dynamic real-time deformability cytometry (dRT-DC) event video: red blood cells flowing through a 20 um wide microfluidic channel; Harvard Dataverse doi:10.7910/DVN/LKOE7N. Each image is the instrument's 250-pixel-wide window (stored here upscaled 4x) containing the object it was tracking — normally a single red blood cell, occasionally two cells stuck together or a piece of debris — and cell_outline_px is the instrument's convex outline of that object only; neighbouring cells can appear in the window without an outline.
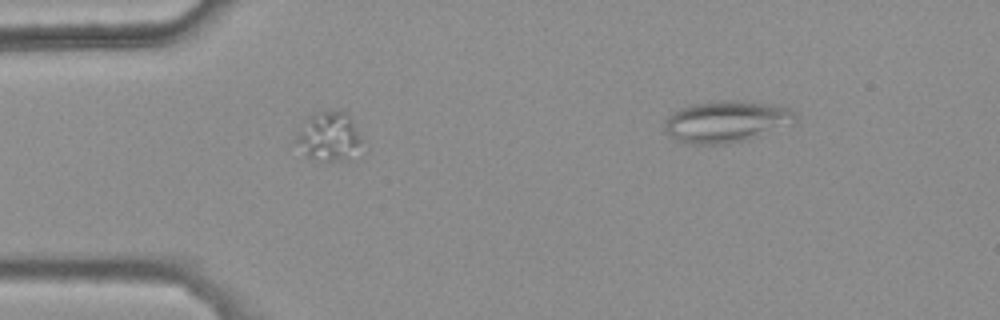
{"species": "common noctule bat (a hibernating species)", "species_latin": "Nyctalus noctula", "temperature_condition": "warm", "stored_images_in_passage": 35, "camera_frame_rate_fps": 3000, "um_per_image_px": 0.085, "animal": {"sex": "female", "body_mass_g": 25.1}, "frame": {"image": 1, "passage_image": 1, "time_ms": 0.0, "image_size_px": [1000, 320], "cell_outline_px": [[360, 140], [340, 160], [312, 160], [304, 156], [292, 140], [308, 116], [312, 112], [328, 108], [344, 108], [348, 112], [360, 136]], "centroid_in_image_um": [27.8, 11.47], "position_along_channel_um": 57.2, "area_um2": 18.79}}
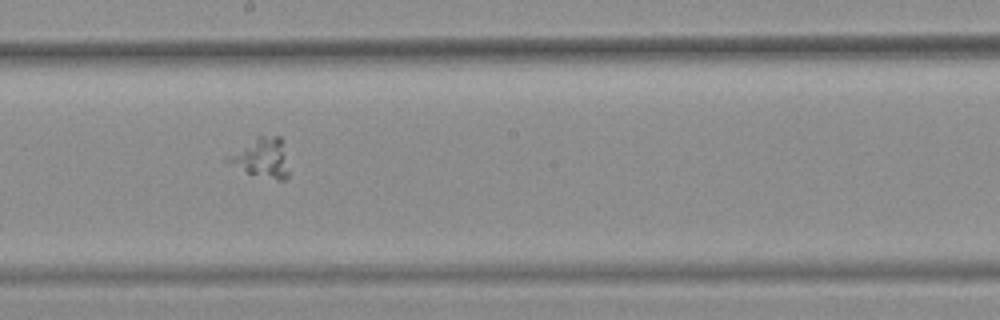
{"frame": {"image": 2, "passage_image": 15, "time_ms": 4.667, "image_size_px": [1000, 320], "cell_outline_px": [[288, 176], [284, 180], [276, 180], [248, 172], [224, 160], [224, 156], [256, 136], [280, 136], [284, 140], [288, 172]], "centroid_in_image_um": [22.24, 13.37], "position_along_channel_um": 226.0, "area_um2": 14.1}}
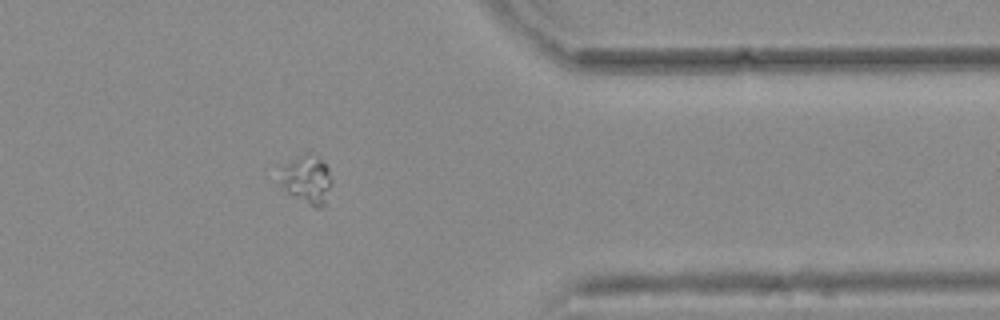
{"frame": {"image": 3, "passage_image": 29, "time_ms": 9.333, "image_size_px": [1000, 320], "cell_outline_px": [[332, 184], [324, 208], [316, 208], [292, 196], [280, 184], [284, 168], [292, 160], [308, 152], [316, 156], [328, 168], [332, 180]], "centroid_in_image_um": [26.16, 15.32], "position_along_channel_um": 385.2, "area_um2": 14.28}}